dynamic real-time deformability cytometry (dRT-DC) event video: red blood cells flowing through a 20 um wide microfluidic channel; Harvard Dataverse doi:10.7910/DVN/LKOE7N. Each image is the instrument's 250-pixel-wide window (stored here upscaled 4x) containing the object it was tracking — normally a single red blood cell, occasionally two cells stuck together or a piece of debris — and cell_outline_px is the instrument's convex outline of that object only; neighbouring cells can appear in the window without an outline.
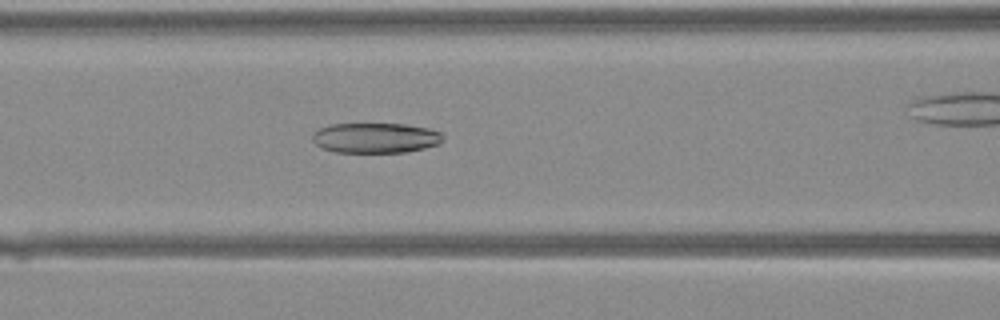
{"species": "Egyptian fruit bat (a non-hibernating species)", "species_latin": "Rousettus aegyptiacus", "temperature_condition": "warm", "stored_images_in_passage": 34, "camera_frame_rate_fps": 3000, "um_per_image_px": 0.085, "animal": {"sex": "female"}, "frame": {"image": 1, "passage_image": 10, "time_ms": 3.0, "image_size_px": [1000, 320], "cell_outline_px": [[444, 140], [440, 144], [424, 148], [404, 152], [336, 152], [320, 148], [312, 140], [312, 132], [328, 124], [404, 124], [428, 128], [440, 132], [444, 136]], "centroid_in_image_um": [31.9, 11.72], "position_along_channel_um": 134.7, "area_um2": 23.12}}
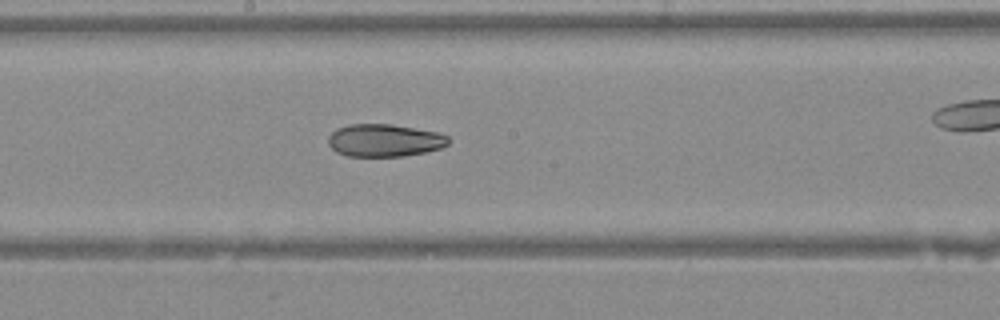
{"frame": {"image": 2, "passage_image": 15, "time_ms": 4.667, "image_size_px": [1000, 320], "cell_outline_px": [[452, 140], [448, 144], [440, 148], [424, 152], [404, 156], [348, 156], [336, 152], [328, 144], [328, 136], [336, 128], [348, 124], [392, 124], [440, 132], [448, 136]], "centroid_in_image_um": [32.69, 11.92], "position_along_channel_um": 215.5, "area_um2": 23.06}}
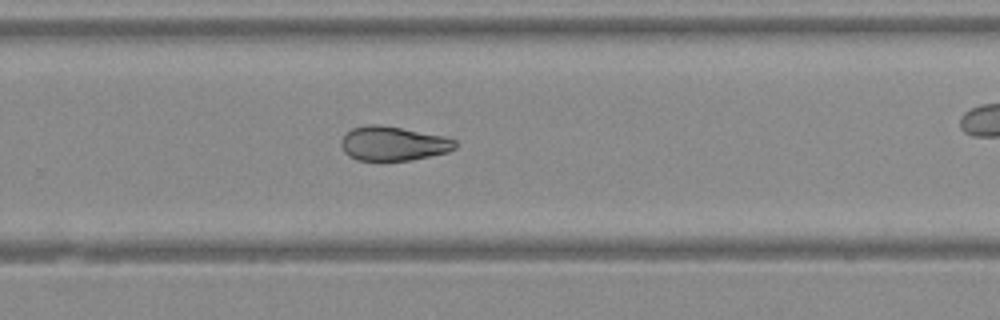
{"frame": {"image": 3, "passage_image": 20, "time_ms": 6.333, "image_size_px": [1000, 320], "cell_outline_px": [[460, 144], [456, 148], [448, 152], [408, 160], [356, 160], [348, 156], [344, 152], [340, 144], [340, 140], [352, 128], [368, 124], [376, 124], [400, 128], [444, 136], [456, 140]], "centroid_in_image_um": [33.42, 12.2], "position_along_channel_um": 296.4, "area_um2": 22.72}}